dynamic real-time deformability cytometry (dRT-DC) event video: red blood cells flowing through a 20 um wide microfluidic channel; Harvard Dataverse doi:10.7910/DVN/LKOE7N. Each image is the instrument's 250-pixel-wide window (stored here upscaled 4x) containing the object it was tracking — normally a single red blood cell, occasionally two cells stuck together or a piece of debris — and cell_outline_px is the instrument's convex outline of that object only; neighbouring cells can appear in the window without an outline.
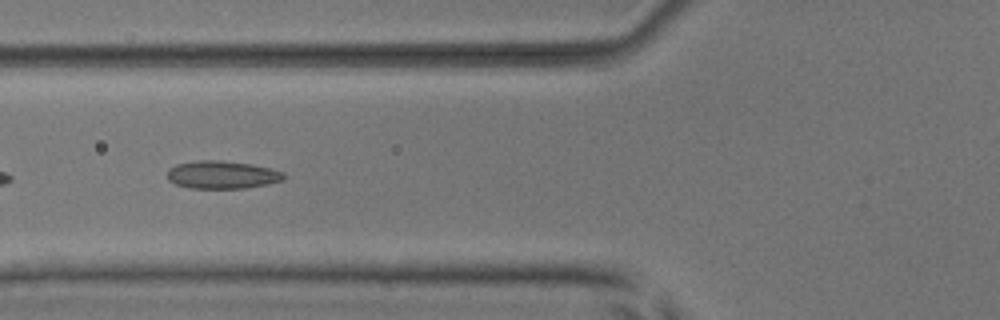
{"species": "common noctule bat (a hibernating species)", "species_latin": "Nyctalus noctula", "temperature_condition": "room temperature", "stored_images_in_passage": 44, "camera_frame_rate_fps": 3000, "um_per_image_px": 0.085, "animal": {"sex": "male", "body_mass_g": 17.9, "forearm_length_mm": 54.2}, "frame": {"image": 1, "passage_image": 18, "time_ms": 5.667, "image_size_px": [1000, 320], "cell_outline_px": [[284, 180], [268, 184], [244, 188], [188, 188], [176, 184], [168, 180], [168, 168], [176, 164], [200, 160], [220, 160], [252, 164], [284, 172]], "centroid_in_image_um": [18.87, 14.85], "position_along_channel_um": 106.9, "area_um2": 18.9}}
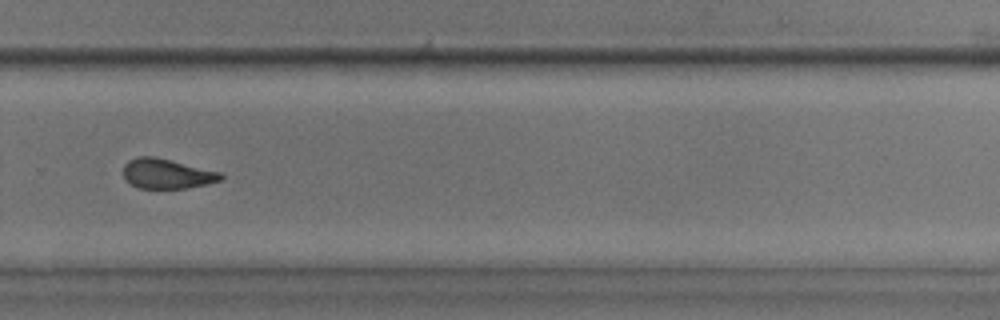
{"frame": {"image": 2, "passage_image": 34, "time_ms": 11.0, "image_size_px": [1000, 320], "cell_outline_px": [[224, 176], [220, 180], [208, 184], [184, 188], [140, 188], [132, 184], [124, 176], [124, 164], [128, 160], [140, 156], [156, 156], [220, 172]], "centroid_in_image_um": [14.19, 14.75], "position_along_channel_um": 315.6, "area_um2": 16.82}}
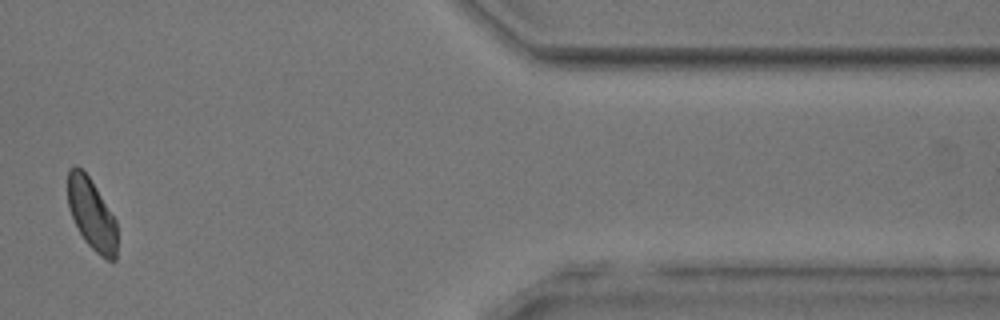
{"frame": {"image": 3, "passage_image": 38, "time_ms": 12.333, "image_size_px": [1000, 320], "cell_outline_px": [[116, 260], [108, 260], [100, 256], [84, 240], [72, 216], [68, 204], [68, 168], [72, 164], [76, 164], [88, 176], [96, 188], [116, 220]], "centroid_in_image_um": [7.78, 18.19], "position_along_channel_um": 403.6, "area_um2": 20.17}, "authors_computed_cell_mechanics": {"area_um2": 19.4497, "velocity_mm_per_s": 3.9228, "shape_relaxation_time_tau1_ms": null, "shape_relaxation_time_tau2_ms": 1.9365, "deformation_change_tau1": null, "deformation_change_tau2": 0.0862}}